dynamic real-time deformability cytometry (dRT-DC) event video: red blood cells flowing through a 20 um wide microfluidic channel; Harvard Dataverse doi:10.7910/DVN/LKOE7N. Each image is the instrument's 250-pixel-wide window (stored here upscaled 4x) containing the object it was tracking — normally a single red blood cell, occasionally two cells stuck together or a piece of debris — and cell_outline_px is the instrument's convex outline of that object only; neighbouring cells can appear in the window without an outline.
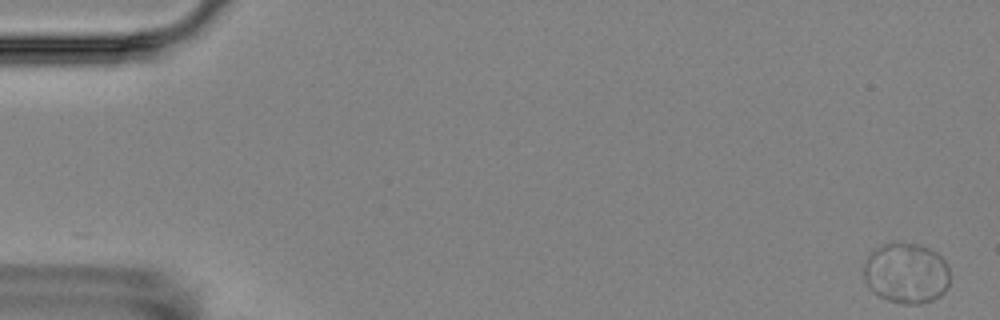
{"species": "Egyptian fruit bat (a non-hibernating species)", "species_latin": "Rousettus aegyptiacus", "temperature_condition": "room temperature", "stored_images_in_passage": 6, "camera_frame_rate_fps": 3000, "um_per_image_px": 0.085, "animal": {"sex": "female"}, "frame": {"image": 1, "passage_image": 1, "time_ms": 0.0, "image_size_px": [1000, 320], "cell_outline_px": [[948, 288], [940, 296], [932, 300], [920, 304], [904, 304], [888, 300], [872, 292], [868, 288], [864, 280], [864, 264], [868, 256], [876, 248], [884, 244], [916, 244], [928, 248], [936, 252], [948, 264]], "centroid_in_image_um": [77.03, 23.25], "position_along_channel_um": 8.0, "area_um2": 30.29}}
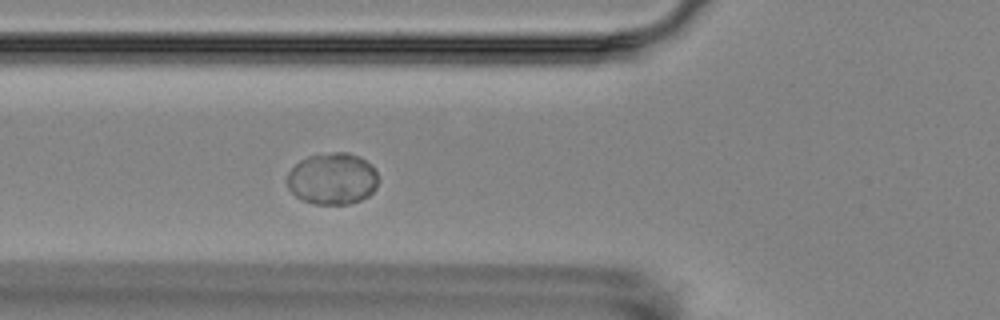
{"frame": {"image": 2, "passage_image": 6, "time_ms": 6.667, "image_size_px": [1000, 320], "cell_outline_px": [[376, 188], [368, 196], [360, 200], [348, 204], [316, 204], [300, 200], [288, 188], [288, 172], [300, 160], [308, 156], [332, 152], [348, 152], [360, 156], [376, 172]], "centroid_in_image_um": [28.23, 15.19], "position_along_channel_um": 97.6, "area_um2": 27.28}}